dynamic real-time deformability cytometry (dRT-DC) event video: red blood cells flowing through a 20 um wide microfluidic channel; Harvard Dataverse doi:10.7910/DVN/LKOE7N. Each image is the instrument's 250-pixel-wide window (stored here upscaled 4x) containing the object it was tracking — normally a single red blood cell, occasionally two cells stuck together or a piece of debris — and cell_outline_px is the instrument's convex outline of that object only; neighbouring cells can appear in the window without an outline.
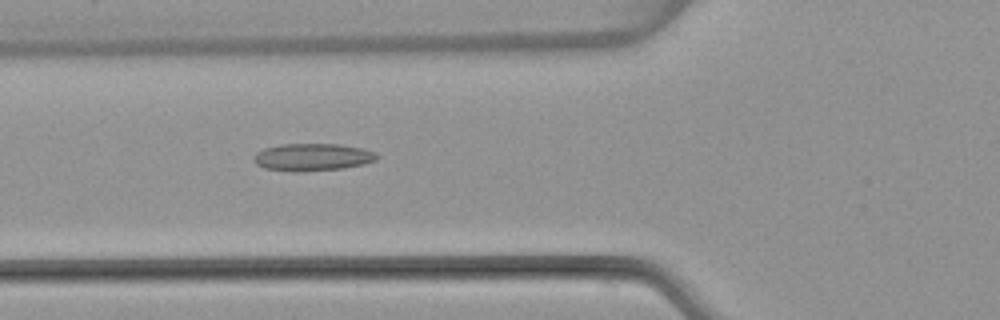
{"species": "common noctule bat (a hibernating species)", "species_latin": "Nyctalus noctula", "temperature_condition": "warm", "stored_images_in_passage": 51, "camera_frame_rate_fps": 3000, "um_per_image_px": 0.085, "animal": {"sex": "female", "body_mass_g": 22.7, "forearm_length_mm": 54.2}, "frame": {"image": 1, "passage_image": 19, "time_ms": 6.0, "image_size_px": [1000, 320], "cell_outline_px": [[380, 156], [376, 160], [364, 164], [344, 168], [296, 172], [292, 172], [264, 168], [256, 164], [252, 160], [252, 156], [256, 152], [264, 148], [280, 144], [340, 144], [364, 148], [376, 152]], "centroid_in_image_um": [26.56, 13.35], "position_along_channel_um": 99.2, "area_um2": 20.0}}
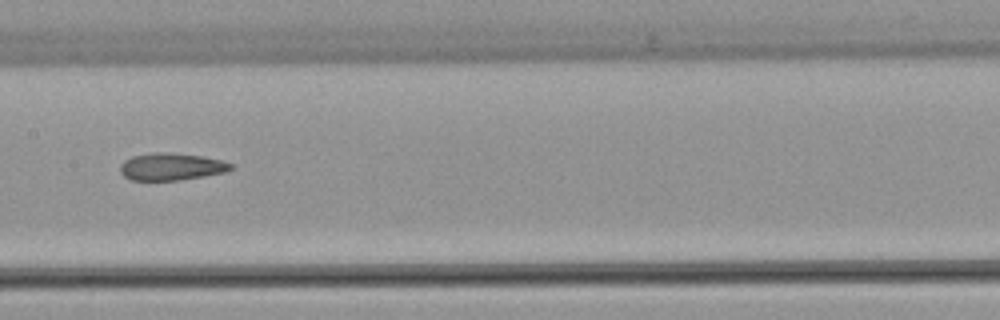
{"frame": {"image": 2, "passage_image": 26, "time_ms": 8.333, "image_size_px": [1000, 320], "cell_outline_px": [[232, 168], [224, 172], [204, 176], [180, 180], [132, 180], [124, 176], [120, 172], [120, 164], [124, 160], [132, 156], [152, 152], [168, 152], [200, 156], [224, 160], [232, 164]], "centroid_in_image_um": [14.53, 14.16], "position_along_channel_um": 192.9, "area_um2": 17.57}}
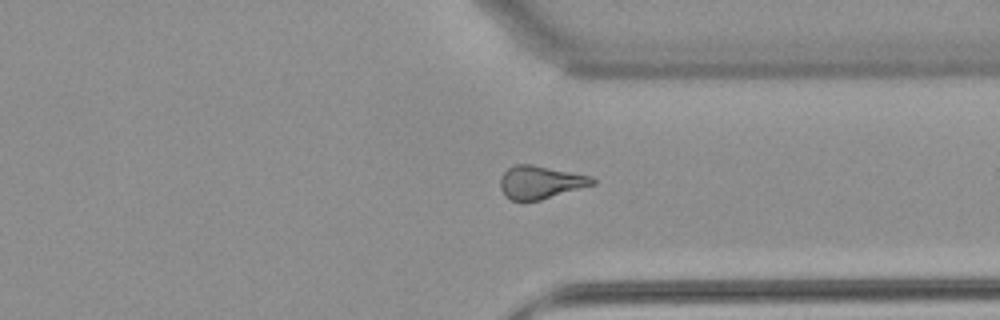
{"frame": {"image": 3, "passage_image": 39, "time_ms": 12.667, "image_size_px": [1000, 320], "cell_outline_px": [[596, 184], [540, 200], [512, 200], [504, 196], [500, 188], [500, 176], [508, 168], [516, 164], [532, 164], [588, 176], [596, 180]], "centroid_in_image_um": [45.89, 15.49], "position_along_channel_um": 365.5, "area_um2": 17.57}, "authors_computed_cell_mechanics": {"area_um2": 18.785, "velocity_mm_per_s": 3.989, "shape_relaxation_time_tau1_ms": null, "shape_relaxation_time_tau2_ms": 4.1875, "deformation_change_tau1": null, "deformation_change_tau2": 0.1596}}